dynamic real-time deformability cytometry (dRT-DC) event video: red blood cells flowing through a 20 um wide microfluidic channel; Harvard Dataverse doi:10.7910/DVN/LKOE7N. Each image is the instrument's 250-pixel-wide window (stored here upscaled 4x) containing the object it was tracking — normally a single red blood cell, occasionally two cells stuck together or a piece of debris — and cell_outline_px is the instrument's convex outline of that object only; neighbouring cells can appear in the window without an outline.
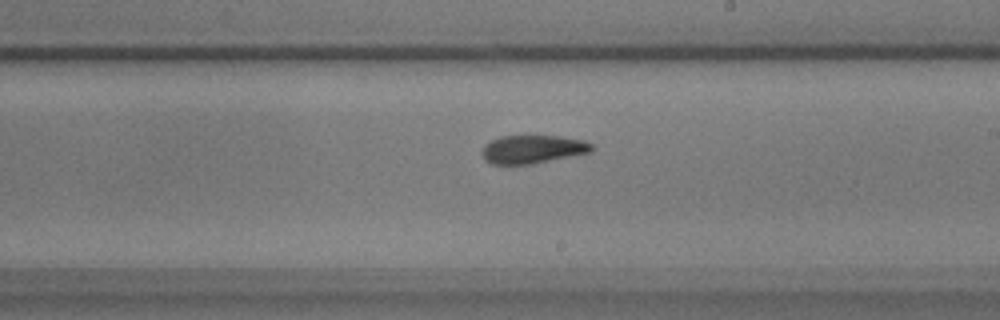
{"species": "common noctule bat (a hibernating species)", "species_latin": "Nyctalus noctula", "temperature_condition": "warm", "stored_images_in_passage": 48, "camera_frame_rate_fps": 3000, "um_per_image_px": 0.085, "animal": {"sex": "male", "body_mass_g": 17.9}, "frame": {"image": 1, "passage_image": 30, "time_ms": 9.667, "image_size_px": [1000, 320], "cell_outline_px": [[592, 152], [532, 164], [492, 164], [484, 160], [480, 152], [484, 144], [500, 136], [560, 136], [584, 140], [592, 144]], "centroid_in_image_um": [45.25, 12.69], "position_along_channel_um": 243.8, "area_um2": 18.21}}
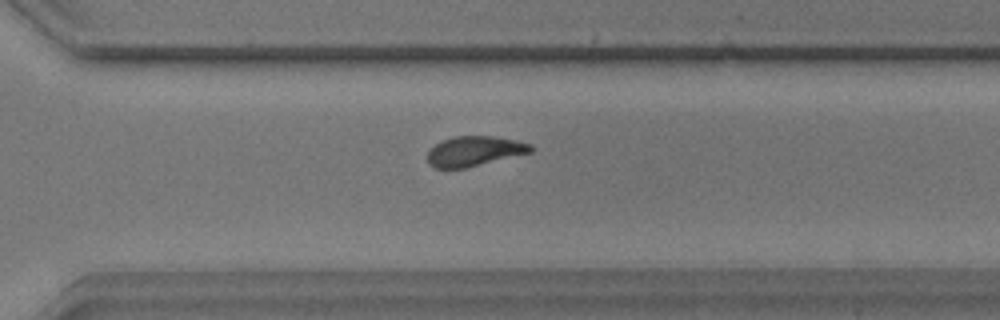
{"frame": {"image": 2, "passage_image": 37, "time_ms": 12.0, "image_size_px": [1000, 320], "cell_outline_px": [[532, 152], [464, 168], [436, 168], [428, 164], [428, 152], [440, 140], [456, 136], [492, 136], [516, 140], [532, 144]], "centroid_in_image_um": [40.32, 12.84], "position_along_channel_um": 330.3, "area_um2": 17.86}}
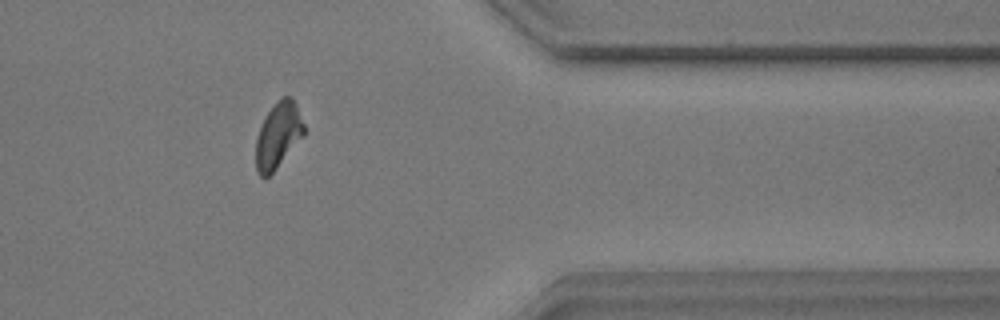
{"frame": {"image": 3, "passage_image": 43, "time_ms": 14.0, "image_size_px": [1000, 320], "cell_outline_px": [[304, 136], [276, 168], [268, 176], [260, 176], [256, 172], [256, 140], [260, 128], [268, 112], [284, 96], [292, 96], [296, 104], [304, 124]], "centroid_in_image_um": [23.65, 11.52], "position_along_channel_um": 387.7, "area_um2": 18.03}}